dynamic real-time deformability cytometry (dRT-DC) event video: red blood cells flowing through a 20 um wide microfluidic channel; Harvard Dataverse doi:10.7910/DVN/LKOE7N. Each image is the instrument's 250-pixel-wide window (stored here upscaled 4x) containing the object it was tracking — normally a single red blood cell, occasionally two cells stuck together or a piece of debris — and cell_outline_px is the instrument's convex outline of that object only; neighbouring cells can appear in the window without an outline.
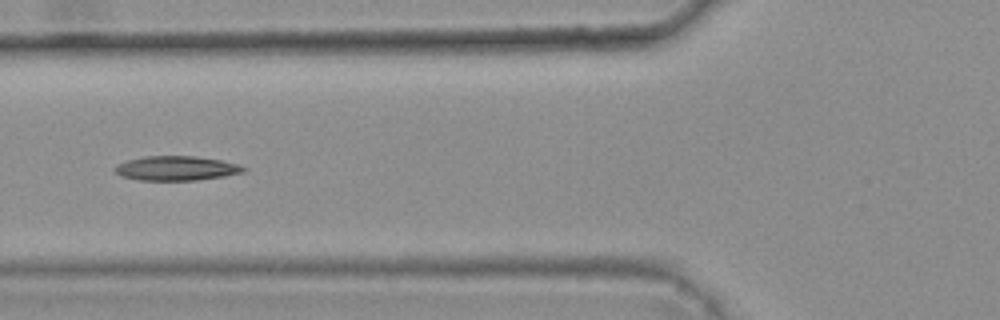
{"species": "common noctule bat (a hibernating species)", "species_latin": "Nyctalus noctula", "temperature_condition": "warm", "stored_images_in_passage": 5, "camera_frame_rate_fps": 3000, "um_per_image_px": 0.085, "animal": {"sex": "female", "body_mass_g": 25.1}, "frame": {"image": 1, "passage_image": 5, "time_ms": 1.333, "image_size_px": [1000, 320], "cell_outline_px": [[248, 168], [244, 172], [224, 176], [196, 180], [140, 180], [120, 176], [112, 168], [116, 164], [128, 160], [144, 156], [196, 156], [220, 160], [236, 164]], "centroid_in_image_um": [14.96, 14.3], "position_along_channel_um": 110.8, "area_um2": 18.32}}